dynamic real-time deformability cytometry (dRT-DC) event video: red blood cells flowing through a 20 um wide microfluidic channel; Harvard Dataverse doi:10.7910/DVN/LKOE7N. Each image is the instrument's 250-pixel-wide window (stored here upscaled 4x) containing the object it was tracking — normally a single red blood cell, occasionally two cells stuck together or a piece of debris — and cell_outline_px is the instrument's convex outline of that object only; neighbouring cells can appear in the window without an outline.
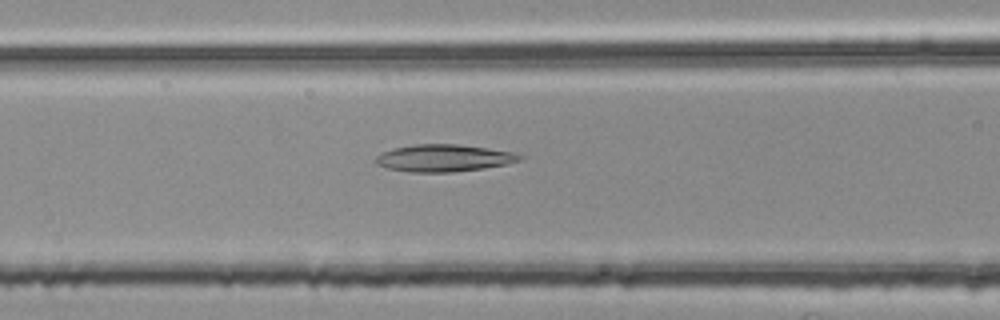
{"species": "common noctule bat (a hibernating species)", "species_latin": "Nyctalus noctula", "temperature_condition": "room temperature", "stored_images_in_passage": 40, "camera_frame_rate_fps": 3000, "um_per_image_px": 0.085, "animal": {"sex": "female", "body_mass_g": 25.1}, "frame": {"image": 1, "passage_image": 8, "time_ms": 2.333, "image_size_px": [1000, 320], "cell_outline_px": [[524, 160], [508, 164], [484, 168], [452, 172], [408, 172], [388, 168], [376, 164], [376, 156], [380, 152], [392, 148], [412, 144], [456, 144], [488, 148], [516, 152], [524, 156]], "centroid_in_image_um": [37.76, 13.43], "position_along_channel_um": 128.8, "area_um2": 23.12}}
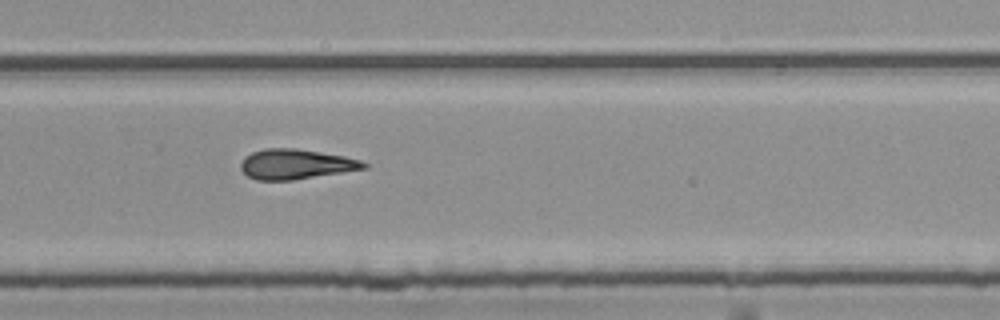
{"frame": {"image": 2, "passage_image": 22, "time_ms": 7.0, "image_size_px": [1000, 320], "cell_outline_px": [[368, 168], [292, 180], [256, 180], [248, 176], [240, 168], [240, 164], [244, 156], [252, 152], [264, 148], [296, 148], [344, 156], [360, 160], [368, 164]], "centroid_in_image_um": [25.12, 13.95], "position_along_channel_um": 304.7, "area_um2": 21.5}}
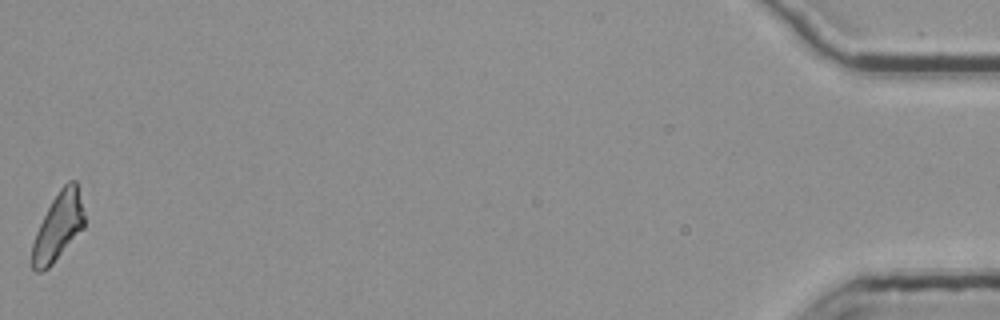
{"frame": {"image": 3, "passage_image": 40, "time_ms": 13.0, "image_size_px": [1000, 320], "cell_outline_px": [[84, 228], [52, 264], [48, 268], [40, 272], [36, 272], [32, 268], [32, 244], [36, 232], [52, 200], [60, 188], [68, 180], [76, 180], [84, 212]], "centroid_in_image_um": [4.95, 19.26], "position_along_channel_um": 430.2, "area_um2": 20.4}, "authors_computed_cell_mechanics": {"area_um2": 21.2415, "velocity_mm_per_s": 3.775, "shape_relaxation_time_tau1_ms": null, "shape_relaxation_time_tau2_ms": 7.3003, "deformation_change_tau1": null, "deformation_change_tau2": 0.2132}}